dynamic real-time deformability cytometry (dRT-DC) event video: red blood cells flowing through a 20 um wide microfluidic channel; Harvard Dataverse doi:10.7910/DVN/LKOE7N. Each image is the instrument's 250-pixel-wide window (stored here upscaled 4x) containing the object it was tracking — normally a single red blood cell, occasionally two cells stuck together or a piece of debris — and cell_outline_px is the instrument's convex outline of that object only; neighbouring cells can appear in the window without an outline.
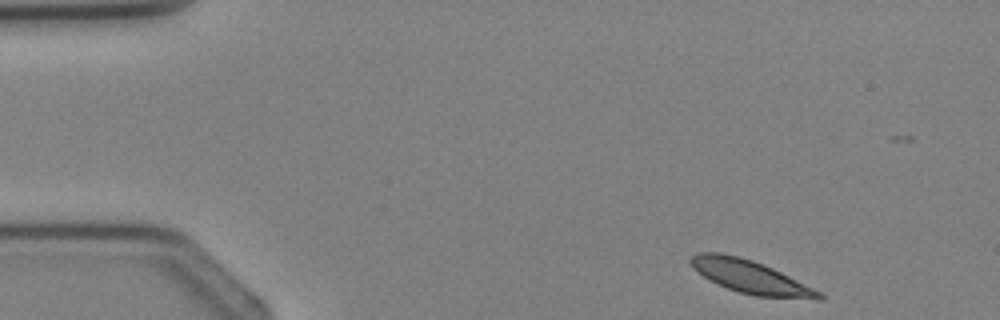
{"species": "Egyptian fruit bat (a non-hibernating species)", "species_latin": "Rousettus aegyptiacus", "temperature_condition": "cold", "stored_images_in_passage": 4, "camera_frame_rate_fps": 3000, "um_per_image_px": 0.085, "animal": {"sex": "female"}, "frame": {"image": 1, "passage_image": 1, "time_ms": 0.0, "image_size_px": [1000, 320], "cell_outline_px": [[824, 300], [816, 300], [756, 296], [740, 292], [728, 288], [704, 276], [692, 268], [688, 260], [696, 252], [720, 252], [740, 256], [764, 264], [820, 292], [824, 296]], "centroid_in_image_um": [63.78, 23.52], "position_along_channel_um": 21.2, "area_um2": 24.51}}
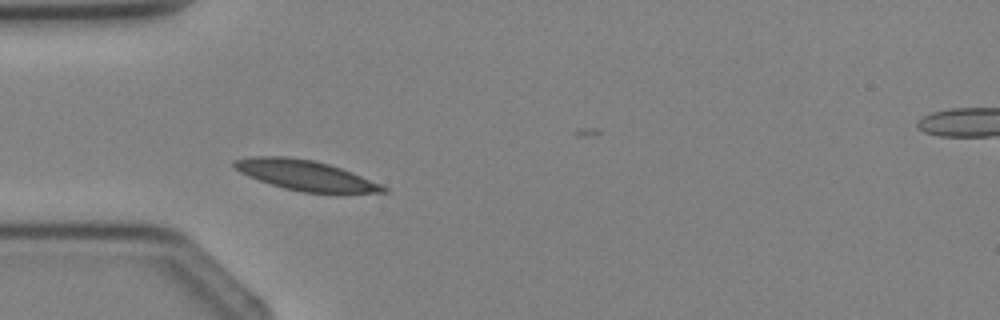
{"frame": {"image": 2, "passage_image": 3, "time_ms": 2.333, "image_size_px": [1000, 320], "cell_outline_px": [[388, 192], [304, 192], [284, 188], [248, 176], [240, 172], [232, 164], [232, 160], [252, 156], [288, 156], [316, 160], [352, 172], [380, 184], [388, 188]], "centroid_in_image_um": [25.91, 14.87], "position_along_channel_um": 59.1, "area_um2": 25.78}}